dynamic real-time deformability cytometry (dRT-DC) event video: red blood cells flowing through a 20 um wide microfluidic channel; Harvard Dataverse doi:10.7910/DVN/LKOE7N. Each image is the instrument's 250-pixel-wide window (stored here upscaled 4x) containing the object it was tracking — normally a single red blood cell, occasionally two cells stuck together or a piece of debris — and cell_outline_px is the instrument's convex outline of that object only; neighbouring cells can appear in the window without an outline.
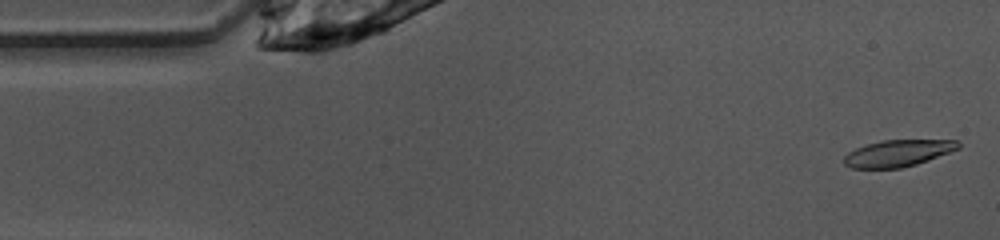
{"species": "common noctule bat (a hibernating species)", "species_latin": "Nyctalus noctula", "temperature_condition": "warm", "stored_images_in_passage": 47, "camera_frame_rate_fps": 3000, "um_per_image_px": 0.085, "animal": {"sex": "female", "body_mass_g": 10.0, "forearm_length_mm": 53.1}, "frame": {"image": 1, "passage_image": 1, "time_ms": 0.0, "image_size_px": [1000, 240], "cell_outline_px": [[960, 148], [916, 164], [900, 168], [852, 168], [844, 164], [844, 156], [848, 152], [856, 148], [868, 144], [884, 140], [960, 140]], "centroid_in_image_um": [76.32, 13.02], "position_along_channel_um": 8.7, "area_um2": 17.57}}
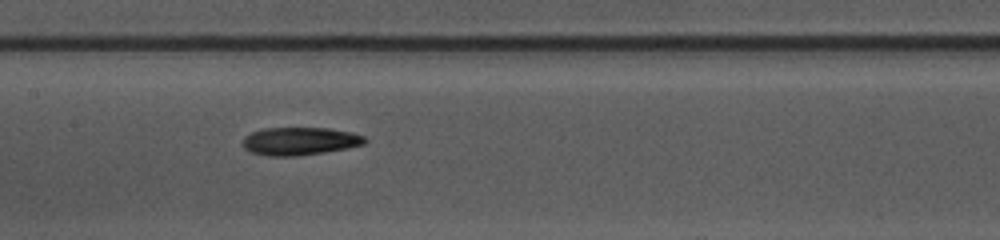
{"frame": {"image": 2, "passage_image": 21, "time_ms": 6.667, "image_size_px": [1000, 240], "cell_outline_px": [[368, 140], [364, 144], [348, 148], [300, 156], [268, 156], [252, 152], [244, 148], [244, 136], [252, 132], [264, 128], [328, 128], [352, 132], [364, 136]], "centroid_in_image_um": [25.51, 12.0], "position_along_channel_um": 181.9, "area_um2": 19.88}}
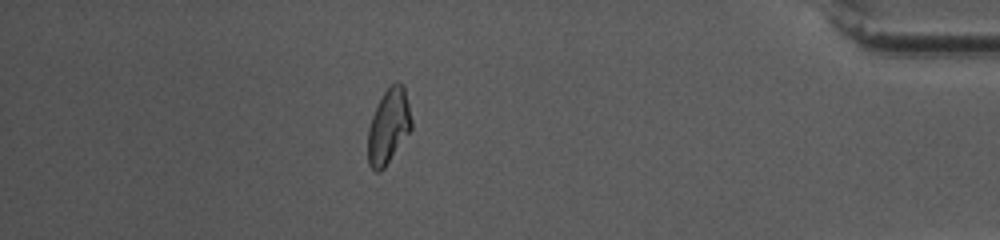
{"frame": {"image": 3, "passage_image": 41, "time_ms": 13.333, "image_size_px": [1000, 240], "cell_outline_px": [[412, 128], [384, 168], [380, 172], [376, 172], [368, 164], [368, 128], [372, 116], [384, 92], [396, 80], [404, 84], [412, 120]], "centroid_in_image_um": [33.03, 10.72], "position_along_channel_um": 402.2, "area_um2": 18.9}, "authors_computed_cell_mechanics": {"area_um2": 19.0162, "velocity_mm_per_s": 4.0385, "shape_relaxation_time_tau1_ms": 7.8966, "shape_relaxation_time_tau2_ms": null, "deformation_change_tau1": 0.2281, "deformation_change_tau2": null}}